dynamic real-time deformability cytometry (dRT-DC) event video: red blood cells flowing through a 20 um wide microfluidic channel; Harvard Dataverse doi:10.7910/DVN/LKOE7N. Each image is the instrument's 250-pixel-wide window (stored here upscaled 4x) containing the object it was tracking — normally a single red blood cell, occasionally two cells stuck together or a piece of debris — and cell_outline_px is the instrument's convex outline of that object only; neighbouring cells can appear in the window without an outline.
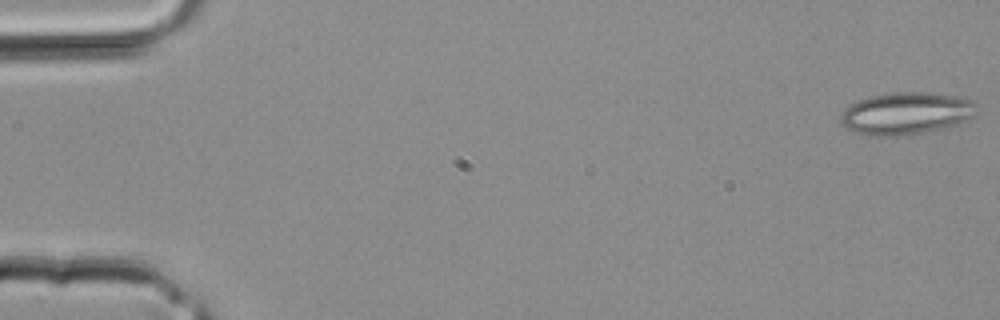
{"species": "common noctule bat (a hibernating species)", "species_latin": "Nyctalus noctula", "temperature_condition": "room temperature", "stored_images_in_passage": 3, "camera_frame_rate_fps": 3000, "um_per_image_px": 0.085, "animal": {"sex": "male", "body_mass_g": 20.4}, "frame": {"image": 1, "passage_image": 3, "time_ms": 0.667, "image_size_px": [1000, 320], "cell_outline_px": [[980, 108], [972, 116], [956, 124], [940, 128], [920, 132], [896, 136], [876, 136], [856, 132], [848, 128], [840, 120], [840, 116], [856, 100], [872, 96], [892, 92], [920, 92], [960, 96], [972, 100]], "centroid_in_image_um": [77.05, 9.61], "position_along_channel_um": 7.9, "area_um2": 32.95}}